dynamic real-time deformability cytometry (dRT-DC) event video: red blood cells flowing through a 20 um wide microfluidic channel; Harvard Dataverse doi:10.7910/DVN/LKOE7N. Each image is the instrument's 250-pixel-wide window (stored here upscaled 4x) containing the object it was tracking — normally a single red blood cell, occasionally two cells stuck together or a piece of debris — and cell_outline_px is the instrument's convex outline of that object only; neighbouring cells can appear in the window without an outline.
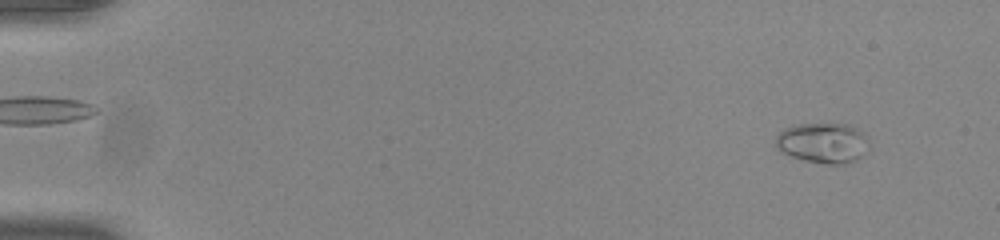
{"species": "common noctule bat (a hibernating species)", "species_latin": "Nyctalus noctula", "temperature_condition": "room temperature", "stored_images_in_passage": 53, "camera_frame_rate_fps": 3000, "um_per_image_px": 0.085, "animal": {"sex": "male", "body_mass_g": 20.0, "forearm_length_mm": 53.3}, "frame": {"image": 1, "passage_image": 4, "time_ms": 1.0, "image_size_px": [1000, 240], "cell_outline_px": [[868, 152], [856, 160], [844, 164], [828, 164], [800, 160], [780, 152], [776, 148], [776, 136], [784, 128], [800, 124], [848, 124], [864, 132], [868, 136]], "centroid_in_image_um": [69.97, 12.16], "position_along_channel_um": 15.0, "area_um2": 22.31}}
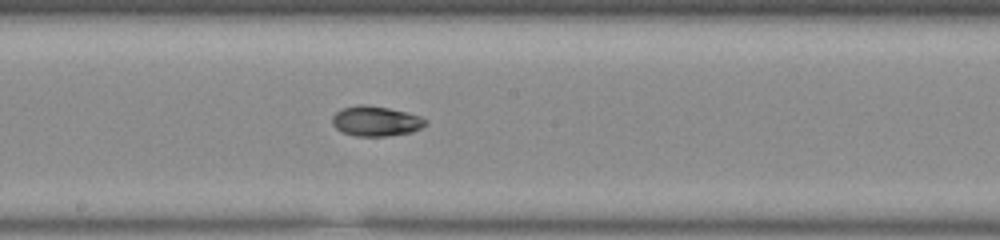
{"frame": {"image": 2, "passage_image": 30, "time_ms": 9.667, "image_size_px": [1000, 240], "cell_outline_px": [[428, 124], [412, 132], [388, 136], [356, 136], [340, 132], [332, 124], [332, 116], [340, 108], [356, 104], [364, 104], [388, 108], [420, 116], [428, 120]], "centroid_in_image_um": [31.92, 10.29], "position_along_channel_um": 216.3, "area_um2": 16.53}}
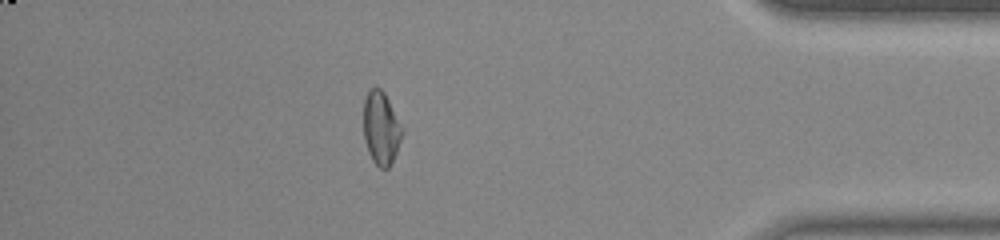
{"frame": {"image": 3, "passage_image": 47, "time_ms": 15.333, "image_size_px": [1000, 240], "cell_outline_px": [[404, 132], [396, 152], [388, 168], [380, 168], [372, 160], [368, 152], [364, 140], [364, 100], [368, 92], [372, 88], [380, 88], [384, 92], [404, 124]], "centroid_in_image_um": [32.43, 10.87], "position_along_channel_um": 402.8, "area_um2": 16.7}, "authors_computed_cell_mechanics": {"area_um2": 16.7042, "velocity_mm_per_s": 3.8895, "shape_relaxation_time_tau1_ms": 4.1325, "shape_relaxation_time_tau2_ms": 2.9327, "deformation_change_tau1": 0.1578, "deformation_change_tau2": 0.0631}}